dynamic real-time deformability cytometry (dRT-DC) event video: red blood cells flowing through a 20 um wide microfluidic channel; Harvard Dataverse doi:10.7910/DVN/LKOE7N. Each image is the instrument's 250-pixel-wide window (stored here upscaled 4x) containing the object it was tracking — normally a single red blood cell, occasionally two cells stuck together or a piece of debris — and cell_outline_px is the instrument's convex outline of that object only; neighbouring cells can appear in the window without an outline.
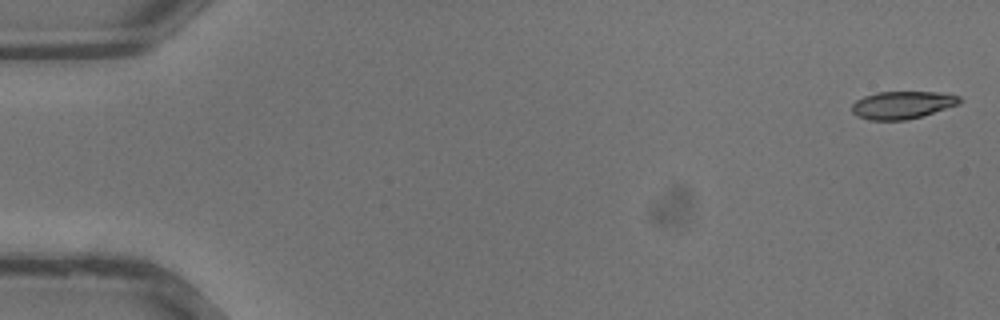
{"species": "common noctule bat (a hibernating species)", "species_latin": "Nyctalus noctula", "temperature_condition": "warm", "stored_images_in_passage": 36, "camera_frame_rate_fps": 3000, "um_per_image_px": 0.085, "animal": {"sex": "male", "body_mass_g": 13.3}, "frame": {"image": 1, "passage_image": 1, "time_ms": 0.0, "image_size_px": [1000, 320], "cell_outline_px": [[960, 104], [920, 116], [904, 120], [872, 120], [856, 116], [852, 112], [852, 104], [856, 100], [864, 96], [876, 92], [936, 92], [960, 96]], "centroid_in_image_um": [76.66, 8.92], "position_along_channel_um": 8.3, "area_um2": 17.17}}
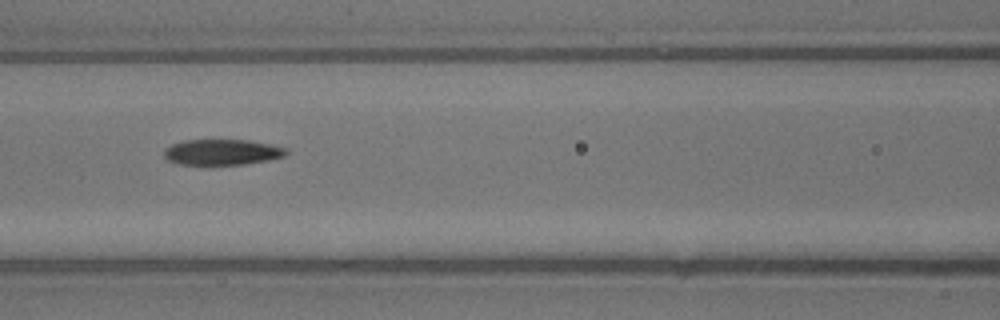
{"frame": {"image": 2, "passage_image": 16, "time_ms": 5.0, "image_size_px": [1000, 320], "cell_outline_px": [[288, 152], [284, 156], [268, 160], [244, 164], [180, 164], [168, 160], [164, 156], [164, 152], [172, 144], [184, 140], [248, 140], [268, 144], [284, 148]], "centroid_in_image_um": [18.87, 12.93], "position_along_channel_um": 147.7, "area_um2": 17.92}}
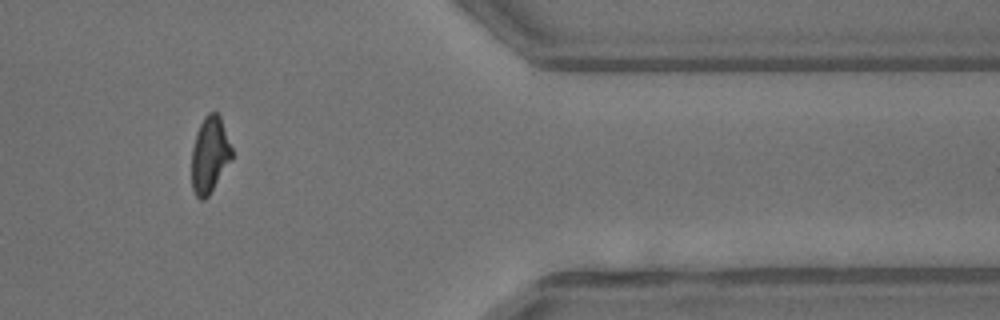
{"frame": {"image": 3, "passage_image": 30, "time_ms": 9.667, "image_size_px": [1000, 320], "cell_outline_px": [[232, 160], [208, 196], [204, 200], [200, 200], [196, 196], [192, 188], [192, 148], [196, 132], [204, 116], [208, 112], [216, 112], [220, 116], [232, 148]], "centroid_in_image_um": [17.83, 13.16], "position_along_channel_um": 393.6, "area_um2": 17.92}}